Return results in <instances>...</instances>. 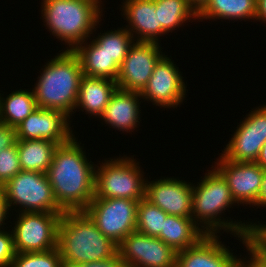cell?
Listing matches in <instances>:
<instances>
[{
	"instance_id": "cell-1",
	"label": "cell",
	"mask_w": 266,
	"mask_h": 267,
	"mask_svg": "<svg viewBox=\"0 0 266 267\" xmlns=\"http://www.w3.org/2000/svg\"><path fill=\"white\" fill-rule=\"evenodd\" d=\"M74 136L58 145L47 176L54 198L64 211H84L95 195L96 165Z\"/></svg>"
},
{
	"instance_id": "cell-2",
	"label": "cell",
	"mask_w": 266,
	"mask_h": 267,
	"mask_svg": "<svg viewBox=\"0 0 266 267\" xmlns=\"http://www.w3.org/2000/svg\"><path fill=\"white\" fill-rule=\"evenodd\" d=\"M207 170L205 175L195 185L192 182L191 215L194 223L206 235H218L222 230L230 233L246 246L247 236L256 232H266V222H242L222 217L225 210H229L237 203L223 176L213 168ZM220 215V216H219ZM222 218V219H221ZM258 223V224H257Z\"/></svg>"
},
{
	"instance_id": "cell-3",
	"label": "cell",
	"mask_w": 266,
	"mask_h": 267,
	"mask_svg": "<svg viewBox=\"0 0 266 267\" xmlns=\"http://www.w3.org/2000/svg\"><path fill=\"white\" fill-rule=\"evenodd\" d=\"M57 248L64 267L110 259L118 254V244L106 237L85 211L62 214Z\"/></svg>"
},
{
	"instance_id": "cell-4",
	"label": "cell",
	"mask_w": 266,
	"mask_h": 267,
	"mask_svg": "<svg viewBox=\"0 0 266 267\" xmlns=\"http://www.w3.org/2000/svg\"><path fill=\"white\" fill-rule=\"evenodd\" d=\"M61 51L41 67L32 90L38 108L59 110L71 117L75 113L83 71L73 50Z\"/></svg>"
},
{
	"instance_id": "cell-5",
	"label": "cell",
	"mask_w": 266,
	"mask_h": 267,
	"mask_svg": "<svg viewBox=\"0 0 266 267\" xmlns=\"http://www.w3.org/2000/svg\"><path fill=\"white\" fill-rule=\"evenodd\" d=\"M104 1V0H103ZM101 0H42L41 18L45 29L74 50L89 40L104 16ZM103 4V5H102ZM94 32V33H93Z\"/></svg>"
},
{
	"instance_id": "cell-6",
	"label": "cell",
	"mask_w": 266,
	"mask_h": 267,
	"mask_svg": "<svg viewBox=\"0 0 266 267\" xmlns=\"http://www.w3.org/2000/svg\"><path fill=\"white\" fill-rule=\"evenodd\" d=\"M107 159L96 165L94 198H145L147 179L140 162L127 155Z\"/></svg>"
},
{
	"instance_id": "cell-7",
	"label": "cell",
	"mask_w": 266,
	"mask_h": 267,
	"mask_svg": "<svg viewBox=\"0 0 266 267\" xmlns=\"http://www.w3.org/2000/svg\"><path fill=\"white\" fill-rule=\"evenodd\" d=\"M3 189L8 209L12 212L64 213L45 173L21 170L3 185ZM15 207L19 209L16 211Z\"/></svg>"
},
{
	"instance_id": "cell-8",
	"label": "cell",
	"mask_w": 266,
	"mask_h": 267,
	"mask_svg": "<svg viewBox=\"0 0 266 267\" xmlns=\"http://www.w3.org/2000/svg\"><path fill=\"white\" fill-rule=\"evenodd\" d=\"M63 213L18 212L12 233L16 253L45 252L57 248L58 225Z\"/></svg>"
},
{
	"instance_id": "cell-9",
	"label": "cell",
	"mask_w": 266,
	"mask_h": 267,
	"mask_svg": "<svg viewBox=\"0 0 266 267\" xmlns=\"http://www.w3.org/2000/svg\"><path fill=\"white\" fill-rule=\"evenodd\" d=\"M138 202L125 198H93L84 211L106 237L119 245L136 231Z\"/></svg>"
},
{
	"instance_id": "cell-10",
	"label": "cell",
	"mask_w": 266,
	"mask_h": 267,
	"mask_svg": "<svg viewBox=\"0 0 266 267\" xmlns=\"http://www.w3.org/2000/svg\"><path fill=\"white\" fill-rule=\"evenodd\" d=\"M177 66L172 57L164 53L155 64L148 84L141 92L142 101L145 99L144 102L167 109L180 106L186 100L188 89L181 74L183 72Z\"/></svg>"
},
{
	"instance_id": "cell-11",
	"label": "cell",
	"mask_w": 266,
	"mask_h": 267,
	"mask_svg": "<svg viewBox=\"0 0 266 267\" xmlns=\"http://www.w3.org/2000/svg\"><path fill=\"white\" fill-rule=\"evenodd\" d=\"M240 120L221 154L234 162H255L266 140V104L250 110Z\"/></svg>"
},
{
	"instance_id": "cell-12",
	"label": "cell",
	"mask_w": 266,
	"mask_h": 267,
	"mask_svg": "<svg viewBox=\"0 0 266 267\" xmlns=\"http://www.w3.org/2000/svg\"><path fill=\"white\" fill-rule=\"evenodd\" d=\"M118 253L124 267H176L177 251L158 237L138 231L123 239Z\"/></svg>"
},
{
	"instance_id": "cell-13",
	"label": "cell",
	"mask_w": 266,
	"mask_h": 267,
	"mask_svg": "<svg viewBox=\"0 0 266 267\" xmlns=\"http://www.w3.org/2000/svg\"><path fill=\"white\" fill-rule=\"evenodd\" d=\"M160 43L134 42L123 60L116 80L118 88L142 92L155 64L164 55Z\"/></svg>"
},
{
	"instance_id": "cell-14",
	"label": "cell",
	"mask_w": 266,
	"mask_h": 267,
	"mask_svg": "<svg viewBox=\"0 0 266 267\" xmlns=\"http://www.w3.org/2000/svg\"><path fill=\"white\" fill-rule=\"evenodd\" d=\"M219 156L213 167L226 180L236 206H254L261 189L264 170L256 162H234Z\"/></svg>"
},
{
	"instance_id": "cell-15",
	"label": "cell",
	"mask_w": 266,
	"mask_h": 267,
	"mask_svg": "<svg viewBox=\"0 0 266 267\" xmlns=\"http://www.w3.org/2000/svg\"><path fill=\"white\" fill-rule=\"evenodd\" d=\"M70 119L59 110L37 108L16 127L17 140L44 139L66 144L75 136Z\"/></svg>"
},
{
	"instance_id": "cell-16",
	"label": "cell",
	"mask_w": 266,
	"mask_h": 267,
	"mask_svg": "<svg viewBox=\"0 0 266 267\" xmlns=\"http://www.w3.org/2000/svg\"><path fill=\"white\" fill-rule=\"evenodd\" d=\"M145 198L168 215L192 217V183L179 177L147 178Z\"/></svg>"
},
{
	"instance_id": "cell-17",
	"label": "cell",
	"mask_w": 266,
	"mask_h": 267,
	"mask_svg": "<svg viewBox=\"0 0 266 267\" xmlns=\"http://www.w3.org/2000/svg\"><path fill=\"white\" fill-rule=\"evenodd\" d=\"M219 237L205 235L195 246L177 252L176 267H237L242 255L232 252Z\"/></svg>"
},
{
	"instance_id": "cell-18",
	"label": "cell",
	"mask_w": 266,
	"mask_h": 267,
	"mask_svg": "<svg viewBox=\"0 0 266 267\" xmlns=\"http://www.w3.org/2000/svg\"><path fill=\"white\" fill-rule=\"evenodd\" d=\"M121 3V16L128 23L125 28L136 42H161V24H158V7L154 0H123Z\"/></svg>"
},
{
	"instance_id": "cell-19",
	"label": "cell",
	"mask_w": 266,
	"mask_h": 267,
	"mask_svg": "<svg viewBox=\"0 0 266 267\" xmlns=\"http://www.w3.org/2000/svg\"><path fill=\"white\" fill-rule=\"evenodd\" d=\"M141 99L140 92L117 88L99 119L109 128L132 134L140 126Z\"/></svg>"
},
{
	"instance_id": "cell-20",
	"label": "cell",
	"mask_w": 266,
	"mask_h": 267,
	"mask_svg": "<svg viewBox=\"0 0 266 267\" xmlns=\"http://www.w3.org/2000/svg\"><path fill=\"white\" fill-rule=\"evenodd\" d=\"M117 88L116 81L83 75L75 112L81 108V111L85 110V114L90 115L89 118L92 116L100 118Z\"/></svg>"
},
{
	"instance_id": "cell-21",
	"label": "cell",
	"mask_w": 266,
	"mask_h": 267,
	"mask_svg": "<svg viewBox=\"0 0 266 267\" xmlns=\"http://www.w3.org/2000/svg\"><path fill=\"white\" fill-rule=\"evenodd\" d=\"M90 40H85L73 50L80 59L83 75L116 81L120 67L102 50L94 38Z\"/></svg>"
},
{
	"instance_id": "cell-22",
	"label": "cell",
	"mask_w": 266,
	"mask_h": 267,
	"mask_svg": "<svg viewBox=\"0 0 266 267\" xmlns=\"http://www.w3.org/2000/svg\"><path fill=\"white\" fill-rule=\"evenodd\" d=\"M205 235L192 217L167 215L157 237L179 252L195 246Z\"/></svg>"
},
{
	"instance_id": "cell-23",
	"label": "cell",
	"mask_w": 266,
	"mask_h": 267,
	"mask_svg": "<svg viewBox=\"0 0 266 267\" xmlns=\"http://www.w3.org/2000/svg\"><path fill=\"white\" fill-rule=\"evenodd\" d=\"M58 144L44 139L17 140L21 169L47 173Z\"/></svg>"
},
{
	"instance_id": "cell-24",
	"label": "cell",
	"mask_w": 266,
	"mask_h": 267,
	"mask_svg": "<svg viewBox=\"0 0 266 267\" xmlns=\"http://www.w3.org/2000/svg\"><path fill=\"white\" fill-rule=\"evenodd\" d=\"M256 14V0H210L198 13V21L230 20L240 22L254 20ZM201 19V20H200ZM217 19V20H216ZM246 19V20H245Z\"/></svg>"
},
{
	"instance_id": "cell-25",
	"label": "cell",
	"mask_w": 266,
	"mask_h": 267,
	"mask_svg": "<svg viewBox=\"0 0 266 267\" xmlns=\"http://www.w3.org/2000/svg\"><path fill=\"white\" fill-rule=\"evenodd\" d=\"M3 95L0 93V122L11 127H18L38 108L31 89L13 90L9 95Z\"/></svg>"
},
{
	"instance_id": "cell-26",
	"label": "cell",
	"mask_w": 266,
	"mask_h": 267,
	"mask_svg": "<svg viewBox=\"0 0 266 267\" xmlns=\"http://www.w3.org/2000/svg\"><path fill=\"white\" fill-rule=\"evenodd\" d=\"M158 7V24H161V37L184 26L188 21L198 19V14L187 0H154ZM178 27V28H177ZM176 28V29H175ZM168 33V34H167Z\"/></svg>"
},
{
	"instance_id": "cell-27",
	"label": "cell",
	"mask_w": 266,
	"mask_h": 267,
	"mask_svg": "<svg viewBox=\"0 0 266 267\" xmlns=\"http://www.w3.org/2000/svg\"><path fill=\"white\" fill-rule=\"evenodd\" d=\"M93 38L119 67L135 42L132 34L123 25L120 28H114V31L112 29L104 33L100 32L97 37L93 36Z\"/></svg>"
},
{
	"instance_id": "cell-28",
	"label": "cell",
	"mask_w": 266,
	"mask_h": 267,
	"mask_svg": "<svg viewBox=\"0 0 266 267\" xmlns=\"http://www.w3.org/2000/svg\"><path fill=\"white\" fill-rule=\"evenodd\" d=\"M161 208L146 198L139 200L137 205L136 231L148 236L157 237L163 229L167 217Z\"/></svg>"
},
{
	"instance_id": "cell-29",
	"label": "cell",
	"mask_w": 266,
	"mask_h": 267,
	"mask_svg": "<svg viewBox=\"0 0 266 267\" xmlns=\"http://www.w3.org/2000/svg\"><path fill=\"white\" fill-rule=\"evenodd\" d=\"M11 267H64L58 248L45 252L16 253Z\"/></svg>"
},
{
	"instance_id": "cell-30",
	"label": "cell",
	"mask_w": 266,
	"mask_h": 267,
	"mask_svg": "<svg viewBox=\"0 0 266 267\" xmlns=\"http://www.w3.org/2000/svg\"><path fill=\"white\" fill-rule=\"evenodd\" d=\"M21 170L16 142L0 152V185H4Z\"/></svg>"
},
{
	"instance_id": "cell-31",
	"label": "cell",
	"mask_w": 266,
	"mask_h": 267,
	"mask_svg": "<svg viewBox=\"0 0 266 267\" xmlns=\"http://www.w3.org/2000/svg\"><path fill=\"white\" fill-rule=\"evenodd\" d=\"M245 250L260 267H266V232L248 235Z\"/></svg>"
},
{
	"instance_id": "cell-32",
	"label": "cell",
	"mask_w": 266,
	"mask_h": 267,
	"mask_svg": "<svg viewBox=\"0 0 266 267\" xmlns=\"http://www.w3.org/2000/svg\"><path fill=\"white\" fill-rule=\"evenodd\" d=\"M0 230V267H11L15 257L12 230Z\"/></svg>"
},
{
	"instance_id": "cell-33",
	"label": "cell",
	"mask_w": 266,
	"mask_h": 267,
	"mask_svg": "<svg viewBox=\"0 0 266 267\" xmlns=\"http://www.w3.org/2000/svg\"><path fill=\"white\" fill-rule=\"evenodd\" d=\"M17 142L16 128L0 122V152Z\"/></svg>"
},
{
	"instance_id": "cell-34",
	"label": "cell",
	"mask_w": 266,
	"mask_h": 267,
	"mask_svg": "<svg viewBox=\"0 0 266 267\" xmlns=\"http://www.w3.org/2000/svg\"><path fill=\"white\" fill-rule=\"evenodd\" d=\"M68 267H124L121 255L118 253L110 259L98 260L95 262L80 263L77 265H69Z\"/></svg>"
},
{
	"instance_id": "cell-35",
	"label": "cell",
	"mask_w": 266,
	"mask_h": 267,
	"mask_svg": "<svg viewBox=\"0 0 266 267\" xmlns=\"http://www.w3.org/2000/svg\"><path fill=\"white\" fill-rule=\"evenodd\" d=\"M8 215L10 216L11 213L9 212L7 206L3 185H0V230L6 228L4 225H6L5 221L8 220L7 219L9 217Z\"/></svg>"
},
{
	"instance_id": "cell-36",
	"label": "cell",
	"mask_w": 266,
	"mask_h": 267,
	"mask_svg": "<svg viewBox=\"0 0 266 267\" xmlns=\"http://www.w3.org/2000/svg\"><path fill=\"white\" fill-rule=\"evenodd\" d=\"M254 21L266 24V0H256V14Z\"/></svg>"
},
{
	"instance_id": "cell-37",
	"label": "cell",
	"mask_w": 266,
	"mask_h": 267,
	"mask_svg": "<svg viewBox=\"0 0 266 267\" xmlns=\"http://www.w3.org/2000/svg\"><path fill=\"white\" fill-rule=\"evenodd\" d=\"M254 206L257 207V209H258V207L259 208L260 207H263V208L266 207V170H264L261 189L259 192L257 202Z\"/></svg>"
},
{
	"instance_id": "cell-38",
	"label": "cell",
	"mask_w": 266,
	"mask_h": 267,
	"mask_svg": "<svg viewBox=\"0 0 266 267\" xmlns=\"http://www.w3.org/2000/svg\"><path fill=\"white\" fill-rule=\"evenodd\" d=\"M263 170H266V140L260 150L259 156L255 161Z\"/></svg>"
},
{
	"instance_id": "cell-39",
	"label": "cell",
	"mask_w": 266,
	"mask_h": 267,
	"mask_svg": "<svg viewBox=\"0 0 266 267\" xmlns=\"http://www.w3.org/2000/svg\"><path fill=\"white\" fill-rule=\"evenodd\" d=\"M189 5L196 11L198 14L210 0H187Z\"/></svg>"
},
{
	"instance_id": "cell-40",
	"label": "cell",
	"mask_w": 266,
	"mask_h": 267,
	"mask_svg": "<svg viewBox=\"0 0 266 267\" xmlns=\"http://www.w3.org/2000/svg\"><path fill=\"white\" fill-rule=\"evenodd\" d=\"M237 267H260L250 256L241 257L237 263Z\"/></svg>"
}]
</instances>
